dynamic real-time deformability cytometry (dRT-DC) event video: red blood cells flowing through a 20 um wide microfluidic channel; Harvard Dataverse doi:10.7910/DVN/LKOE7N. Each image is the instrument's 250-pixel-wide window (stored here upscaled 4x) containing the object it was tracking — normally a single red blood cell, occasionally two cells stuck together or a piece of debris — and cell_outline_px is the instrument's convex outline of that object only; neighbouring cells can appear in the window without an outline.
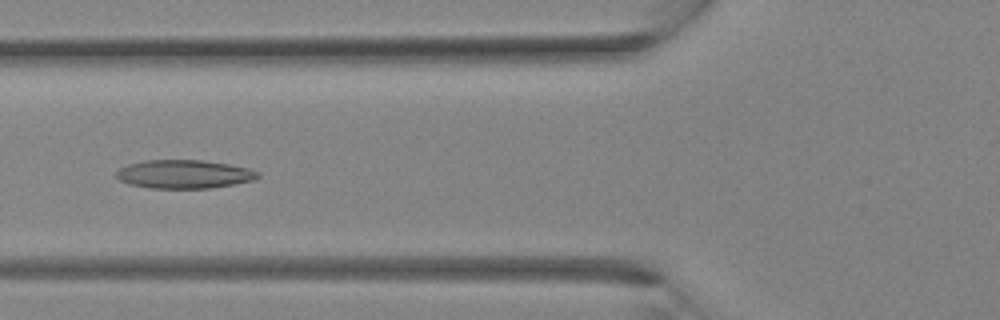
{"species": "Egyptian fruit bat (a non-hibernating species)", "species_latin": "Rousettus aegyptiacus", "temperature_condition": "room temperature", "stored_images_in_passage": 28, "camera_frame_rate_fps": 3000, "um_per_image_px": 0.085, "animal": {"sex": "female"}, "frame": {"image": 1, "passage_image": 7, "time_ms": 2.0, "image_size_px": [1000, 320], "cell_outline_px": [[260, 176], [252, 180], [236, 184], [212, 188], [152, 188], [128, 184], [120, 180], [116, 176], [116, 172], [120, 168], [128, 164], [144, 160], [200, 160], [228, 164], [248, 168], [260, 172]], "centroid_in_image_um": [15.65, 14.8], "position_along_channel_um": 110.1, "area_um2": 23.52}}
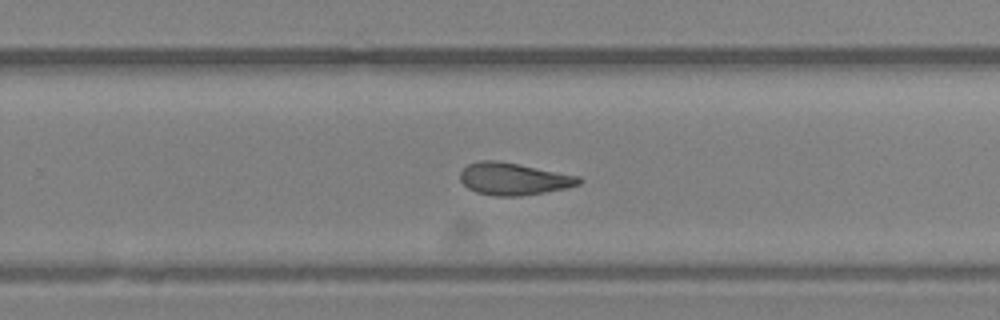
{"frame": {"image": 2, "passage_image": 16, "time_ms": 5.0, "image_size_px": [1000, 320], "cell_outline_px": [[584, 180], [580, 184], [568, 188], [520, 196], [496, 196], [476, 192], [468, 188], [460, 180], [460, 172], [468, 164], [480, 160], [496, 160], [580, 176]], "centroid_in_image_um": [43.67, 15.21], "position_along_channel_um": 286.1, "area_um2": 22.25}}
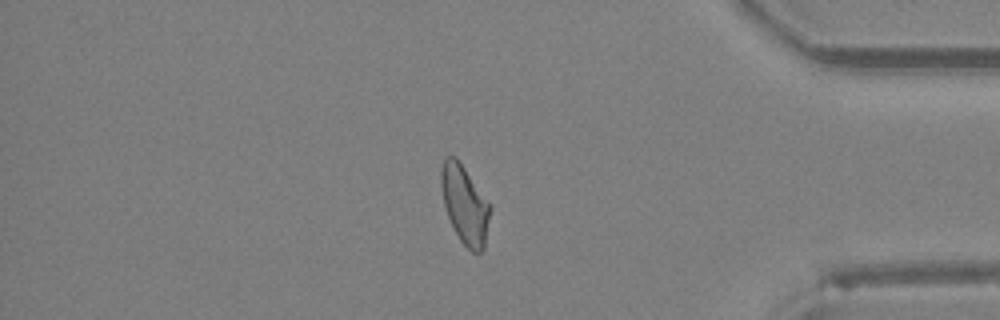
{"frame": {"image": 3, "passage_image": 23, "time_ms": 7.333, "image_size_px": [1000, 320], "cell_outline_px": [[492, 208], [484, 248], [480, 252], [472, 252], [460, 240], [448, 216], [444, 204], [440, 184], [440, 172], [444, 160], [448, 156], [456, 156]], "centroid_in_image_um": [39.51, 17.39], "position_along_channel_um": 395.7, "area_um2": 22.02}}